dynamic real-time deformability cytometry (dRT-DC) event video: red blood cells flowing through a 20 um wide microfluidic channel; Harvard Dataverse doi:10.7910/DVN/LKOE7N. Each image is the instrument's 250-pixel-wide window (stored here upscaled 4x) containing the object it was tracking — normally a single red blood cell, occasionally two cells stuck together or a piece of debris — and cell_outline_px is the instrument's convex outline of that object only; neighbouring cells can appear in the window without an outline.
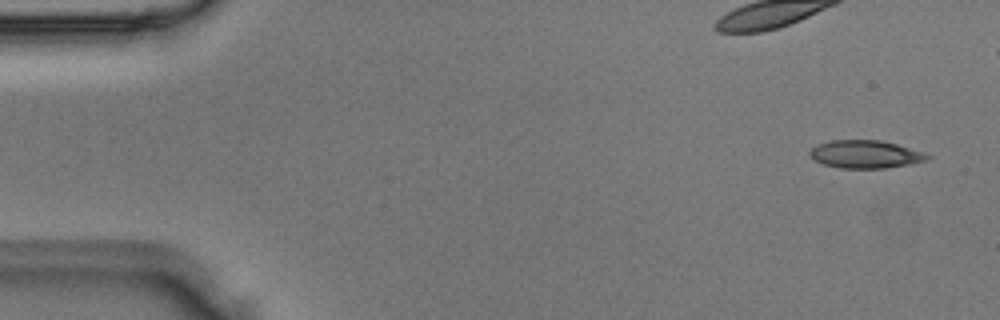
{"species": "Egyptian fruit bat (a non-hibernating species)", "species_latin": "Rousettus aegyptiacus", "temperature_condition": "room temperature", "stored_images_in_passage": 5, "camera_frame_rate_fps": 3000, "um_per_image_px": 0.085, "animal": {"sex": "male"}, "frame": {"image": 1, "passage_image": 1, "time_ms": 0.0, "image_size_px": [1000, 320], "cell_outline_px": [[932, 156], [928, 160], [908, 164], [884, 168], [840, 168], [824, 164], [816, 160], [808, 152], [816, 144], [832, 140], [880, 140], [896, 144], [924, 152]], "centroid_in_image_um": [73.57, 13.1], "position_along_channel_um": 11.4, "area_um2": 18.96}}
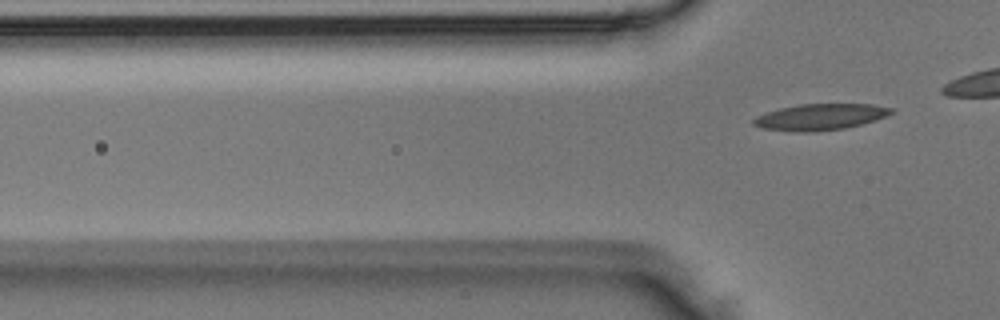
{"frame": {"image": 2, "passage_image": 5, "time_ms": 1.333, "image_size_px": [1000, 320], "cell_outline_px": [[892, 112], [876, 120], [844, 128], [812, 132], [792, 132], [764, 128], [752, 124], [752, 120], [756, 116], [780, 108], [800, 104], [872, 104], [892, 108]], "centroid_in_image_um": [69.68, 9.94], "position_along_channel_um": 56.1, "area_um2": 20.87}}